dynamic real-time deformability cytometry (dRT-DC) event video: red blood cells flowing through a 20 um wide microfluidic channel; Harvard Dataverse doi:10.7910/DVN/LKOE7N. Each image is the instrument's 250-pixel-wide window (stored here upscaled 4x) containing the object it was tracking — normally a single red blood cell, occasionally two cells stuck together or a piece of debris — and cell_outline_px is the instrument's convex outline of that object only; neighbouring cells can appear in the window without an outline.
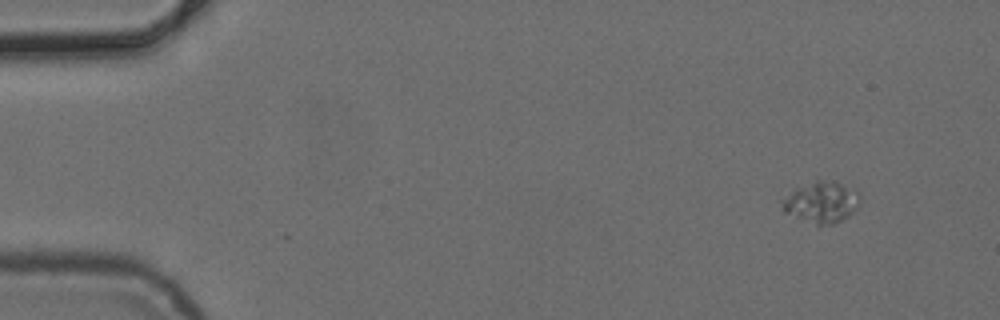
{"species": "common noctule bat (a hibernating species)", "species_latin": "Nyctalus noctula", "temperature_condition": "cold", "stored_images_in_passage": 3, "camera_frame_rate_fps": 3000, "um_per_image_px": 0.085, "animal": {"sex": "female", "body_mass_g": 24.6, "forearm_length_mm": 56.2}, "frame": {"image": 1, "passage_image": 1, "time_ms": 0.0, "image_size_px": [1000, 320], "cell_outline_px": [[860, 200], [856, 208], [848, 216], [832, 224], [816, 224], [784, 212], [780, 204], [780, 200], [796, 188], [816, 180], [820, 180], [840, 184], [856, 188], [860, 192]], "centroid_in_image_um": [69.82, 17.17], "position_along_channel_um": 15.2, "area_um2": 18.38}}
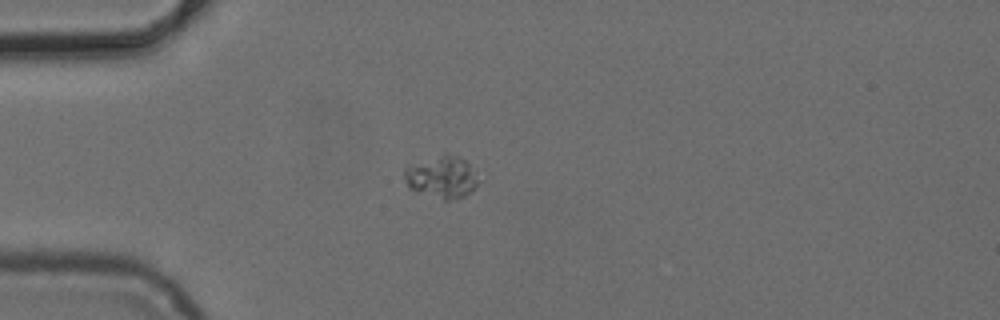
{"frame": {"image": 2, "passage_image": 3, "time_ms": 3.333, "image_size_px": [1000, 320], "cell_outline_px": [[476, 188], [464, 196], [448, 200], [444, 200], [416, 192], [408, 188], [404, 176], [404, 168], [444, 152], [460, 156], [468, 164], [476, 180]], "centroid_in_image_um": [37.5, 15.05], "position_along_channel_um": 47.5, "area_um2": 17.98}}